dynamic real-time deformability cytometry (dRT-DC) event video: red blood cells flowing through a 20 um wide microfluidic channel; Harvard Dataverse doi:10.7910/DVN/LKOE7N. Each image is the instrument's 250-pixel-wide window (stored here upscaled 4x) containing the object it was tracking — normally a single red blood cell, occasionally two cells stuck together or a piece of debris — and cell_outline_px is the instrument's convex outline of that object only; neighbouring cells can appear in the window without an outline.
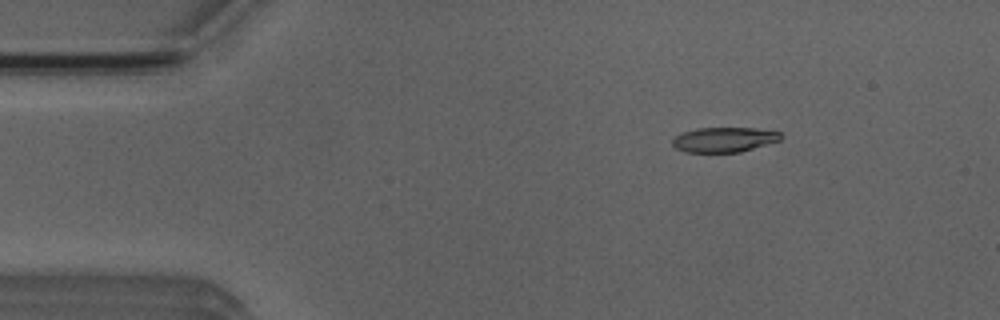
{"species": "Egyptian fruit bat (a non-hibernating species)", "species_latin": "Rousettus aegyptiacus", "temperature_condition": "room temperature", "stored_images_in_passage": 4, "camera_frame_rate_fps": 3000, "um_per_image_px": 0.085, "animal": {"sex": "male"}, "frame": {"image": 1, "passage_image": 2, "time_ms": 2.0, "image_size_px": [1000, 320], "cell_outline_px": [[784, 136], [780, 140], [740, 152], [684, 152], [676, 148], [672, 144], [672, 140], [676, 136], [684, 132], [696, 128], [756, 128], [780, 132]], "centroid_in_image_um": [61.56, 11.86], "position_along_channel_um": 23.4, "area_um2": 15.66}}